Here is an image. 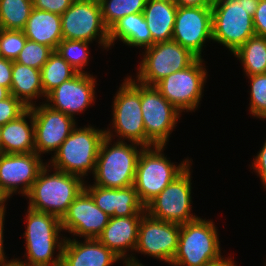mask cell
Returning a JSON list of instances; mask_svg holds the SVG:
<instances>
[{"label":"cell","instance_id":"cell-46","mask_svg":"<svg viewBox=\"0 0 266 266\" xmlns=\"http://www.w3.org/2000/svg\"><path fill=\"white\" fill-rule=\"evenodd\" d=\"M10 95V90L8 88L0 86V100H5Z\"/></svg>","mask_w":266,"mask_h":266},{"label":"cell","instance_id":"cell-8","mask_svg":"<svg viewBox=\"0 0 266 266\" xmlns=\"http://www.w3.org/2000/svg\"><path fill=\"white\" fill-rule=\"evenodd\" d=\"M144 50L136 80L148 86H154L171 73L186 69L198 59L174 40L155 43Z\"/></svg>","mask_w":266,"mask_h":266},{"label":"cell","instance_id":"cell-17","mask_svg":"<svg viewBox=\"0 0 266 266\" xmlns=\"http://www.w3.org/2000/svg\"><path fill=\"white\" fill-rule=\"evenodd\" d=\"M41 158L36 152L0 153V187L9 197L17 192L22 196L30 192L40 171L47 164Z\"/></svg>","mask_w":266,"mask_h":266},{"label":"cell","instance_id":"cell-23","mask_svg":"<svg viewBox=\"0 0 266 266\" xmlns=\"http://www.w3.org/2000/svg\"><path fill=\"white\" fill-rule=\"evenodd\" d=\"M30 119V124L27 122ZM35 152L34 144V119L28 108L17 119L2 125L1 153H32Z\"/></svg>","mask_w":266,"mask_h":266},{"label":"cell","instance_id":"cell-41","mask_svg":"<svg viewBox=\"0 0 266 266\" xmlns=\"http://www.w3.org/2000/svg\"><path fill=\"white\" fill-rule=\"evenodd\" d=\"M182 7H212L214 0H173Z\"/></svg>","mask_w":266,"mask_h":266},{"label":"cell","instance_id":"cell-32","mask_svg":"<svg viewBox=\"0 0 266 266\" xmlns=\"http://www.w3.org/2000/svg\"><path fill=\"white\" fill-rule=\"evenodd\" d=\"M90 42L82 40L63 39L56 49L59 55L64 58L78 73H88L83 68L88 64V46Z\"/></svg>","mask_w":266,"mask_h":266},{"label":"cell","instance_id":"cell-48","mask_svg":"<svg viewBox=\"0 0 266 266\" xmlns=\"http://www.w3.org/2000/svg\"><path fill=\"white\" fill-rule=\"evenodd\" d=\"M1 132H2V125H0V153H1Z\"/></svg>","mask_w":266,"mask_h":266},{"label":"cell","instance_id":"cell-28","mask_svg":"<svg viewBox=\"0 0 266 266\" xmlns=\"http://www.w3.org/2000/svg\"><path fill=\"white\" fill-rule=\"evenodd\" d=\"M233 54L241 61L246 76L266 74V37L249 38Z\"/></svg>","mask_w":266,"mask_h":266},{"label":"cell","instance_id":"cell-36","mask_svg":"<svg viewBox=\"0 0 266 266\" xmlns=\"http://www.w3.org/2000/svg\"><path fill=\"white\" fill-rule=\"evenodd\" d=\"M28 108L13 95H10L5 100H0V125L17 119Z\"/></svg>","mask_w":266,"mask_h":266},{"label":"cell","instance_id":"cell-37","mask_svg":"<svg viewBox=\"0 0 266 266\" xmlns=\"http://www.w3.org/2000/svg\"><path fill=\"white\" fill-rule=\"evenodd\" d=\"M74 2V0H33V7L39 10L63 14Z\"/></svg>","mask_w":266,"mask_h":266},{"label":"cell","instance_id":"cell-7","mask_svg":"<svg viewBox=\"0 0 266 266\" xmlns=\"http://www.w3.org/2000/svg\"><path fill=\"white\" fill-rule=\"evenodd\" d=\"M218 229L212 220L198 218L180 225L178 249L171 266H205L221 255Z\"/></svg>","mask_w":266,"mask_h":266},{"label":"cell","instance_id":"cell-44","mask_svg":"<svg viewBox=\"0 0 266 266\" xmlns=\"http://www.w3.org/2000/svg\"><path fill=\"white\" fill-rule=\"evenodd\" d=\"M9 195L0 187V214L6 213V200H9Z\"/></svg>","mask_w":266,"mask_h":266},{"label":"cell","instance_id":"cell-26","mask_svg":"<svg viewBox=\"0 0 266 266\" xmlns=\"http://www.w3.org/2000/svg\"><path fill=\"white\" fill-rule=\"evenodd\" d=\"M138 48L152 46L151 32L147 27L143 13H133L124 16L109 29V45L114 46L115 40ZM113 44V45H112Z\"/></svg>","mask_w":266,"mask_h":266},{"label":"cell","instance_id":"cell-21","mask_svg":"<svg viewBox=\"0 0 266 266\" xmlns=\"http://www.w3.org/2000/svg\"><path fill=\"white\" fill-rule=\"evenodd\" d=\"M121 260L98 239L85 238L82 243L76 238L65 237L61 266H111Z\"/></svg>","mask_w":266,"mask_h":266},{"label":"cell","instance_id":"cell-29","mask_svg":"<svg viewBox=\"0 0 266 266\" xmlns=\"http://www.w3.org/2000/svg\"><path fill=\"white\" fill-rule=\"evenodd\" d=\"M78 72L55 50L41 69L44 98L63 82Z\"/></svg>","mask_w":266,"mask_h":266},{"label":"cell","instance_id":"cell-2","mask_svg":"<svg viewBox=\"0 0 266 266\" xmlns=\"http://www.w3.org/2000/svg\"><path fill=\"white\" fill-rule=\"evenodd\" d=\"M26 261L18 262L21 266H61V252L65 237L60 238L61 219L53 214L36 211L28 207L26 214ZM61 239V240H60ZM58 254L54 257V251ZM27 254V255H26ZM54 257V258H53Z\"/></svg>","mask_w":266,"mask_h":266},{"label":"cell","instance_id":"cell-16","mask_svg":"<svg viewBox=\"0 0 266 266\" xmlns=\"http://www.w3.org/2000/svg\"><path fill=\"white\" fill-rule=\"evenodd\" d=\"M212 37L211 7H177L172 40L202 58L204 44Z\"/></svg>","mask_w":266,"mask_h":266},{"label":"cell","instance_id":"cell-4","mask_svg":"<svg viewBox=\"0 0 266 266\" xmlns=\"http://www.w3.org/2000/svg\"><path fill=\"white\" fill-rule=\"evenodd\" d=\"M49 165L40 171L26 195L31 209L53 214L62 219L70 204L84 189L83 178L53 169ZM50 172L51 174H49Z\"/></svg>","mask_w":266,"mask_h":266},{"label":"cell","instance_id":"cell-6","mask_svg":"<svg viewBox=\"0 0 266 266\" xmlns=\"http://www.w3.org/2000/svg\"><path fill=\"white\" fill-rule=\"evenodd\" d=\"M164 147H144L138 157L134 187L144 206L191 165V159L183 160L178 166L171 163L162 153Z\"/></svg>","mask_w":266,"mask_h":266},{"label":"cell","instance_id":"cell-35","mask_svg":"<svg viewBox=\"0 0 266 266\" xmlns=\"http://www.w3.org/2000/svg\"><path fill=\"white\" fill-rule=\"evenodd\" d=\"M26 40L22 30L0 29V57L15 61Z\"/></svg>","mask_w":266,"mask_h":266},{"label":"cell","instance_id":"cell-3","mask_svg":"<svg viewBox=\"0 0 266 266\" xmlns=\"http://www.w3.org/2000/svg\"><path fill=\"white\" fill-rule=\"evenodd\" d=\"M259 0H214L212 5V41L232 54L255 36L253 16Z\"/></svg>","mask_w":266,"mask_h":266},{"label":"cell","instance_id":"cell-14","mask_svg":"<svg viewBox=\"0 0 266 266\" xmlns=\"http://www.w3.org/2000/svg\"><path fill=\"white\" fill-rule=\"evenodd\" d=\"M180 225L155 219L145 213L139 225L135 252L171 265L178 249Z\"/></svg>","mask_w":266,"mask_h":266},{"label":"cell","instance_id":"cell-40","mask_svg":"<svg viewBox=\"0 0 266 266\" xmlns=\"http://www.w3.org/2000/svg\"><path fill=\"white\" fill-rule=\"evenodd\" d=\"M13 61L0 57V86L11 89Z\"/></svg>","mask_w":266,"mask_h":266},{"label":"cell","instance_id":"cell-33","mask_svg":"<svg viewBox=\"0 0 266 266\" xmlns=\"http://www.w3.org/2000/svg\"><path fill=\"white\" fill-rule=\"evenodd\" d=\"M53 52L52 48L27 39L24 48L20 51L15 61L41 70Z\"/></svg>","mask_w":266,"mask_h":266},{"label":"cell","instance_id":"cell-24","mask_svg":"<svg viewBox=\"0 0 266 266\" xmlns=\"http://www.w3.org/2000/svg\"><path fill=\"white\" fill-rule=\"evenodd\" d=\"M23 31L28 40L46 45L55 51L63 40L61 15L33 7Z\"/></svg>","mask_w":266,"mask_h":266},{"label":"cell","instance_id":"cell-19","mask_svg":"<svg viewBox=\"0 0 266 266\" xmlns=\"http://www.w3.org/2000/svg\"><path fill=\"white\" fill-rule=\"evenodd\" d=\"M95 77L90 73H77L63 82L46 96V104L51 108L74 117L95 103ZM74 114V115H73Z\"/></svg>","mask_w":266,"mask_h":266},{"label":"cell","instance_id":"cell-1","mask_svg":"<svg viewBox=\"0 0 266 266\" xmlns=\"http://www.w3.org/2000/svg\"><path fill=\"white\" fill-rule=\"evenodd\" d=\"M105 130L96 161L94 184L104 188H125L134 185L138 157L143 146L125 141L113 142L114 133ZM111 146V147H110ZM140 146V148H139ZM139 149H138V148Z\"/></svg>","mask_w":266,"mask_h":266},{"label":"cell","instance_id":"cell-39","mask_svg":"<svg viewBox=\"0 0 266 266\" xmlns=\"http://www.w3.org/2000/svg\"><path fill=\"white\" fill-rule=\"evenodd\" d=\"M255 157L251 167L259 175L263 187L266 188V140Z\"/></svg>","mask_w":266,"mask_h":266},{"label":"cell","instance_id":"cell-9","mask_svg":"<svg viewBox=\"0 0 266 266\" xmlns=\"http://www.w3.org/2000/svg\"><path fill=\"white\" fill-rule=\"evenodd\" d=\"M112 127L119 141L145 147V128L141 110L140 83L127 77L114 96ZM122 138V139H121Z\"/></svg>","mask_w":266,"mask_h":266},{"label":"cell","instance_id":"cell-25","mask_svg":"<svg viewBox=\"0 0 266 266\" xmlns=\"http://www.w3.org/2000/svg\"><path fill=\"white\" fill-rule=\"evenodd\" d=\"M177 7L173 0H147L143 14L151 32L152 45L172 40Z\"/></svg>","mask_w":266,"mask_h":266},{"label":"cell","instance_id":"cell-22","mask_svg":"<svg viewBox=\"0 0 266 266\" xmlns=\"http://www.w3.org/2000/svg\"><path fill=\"white\" fill-rule=\"evenodd\" d=\"M142 216L110 217L108 224L97 238L123 260V263L129 261L127 251L135 250Z\"/></svg>","mask_w":266,"mask_h":266},{"label":"cell","instance_id":"cell-27","mask_svg":"<svg viewBox=\"0 0 266 266\" xmlns=\"http://www.w3.org/2000/svg\"><path fill=\"white\" fill-rule=\"evenodd\" d=\"M10 94L27 108L34 106V99L44 97L41 70L13 61Z\"/></svg>","mask_w":266,"mask_h":266},{"label":"cell","instance_id":"cell-20","mask_svg":"<svg viewBox=\"0 0 266 266\" xmlns=\"http://www.w3.org/2000/svg\"><path fill=\"white\" fill-rule=\"evenodd\" d=\"M84 189L92 196L96 205L110 217H128L146 213L134 185L114 189L91 184L87 186L85 183Z\"/></svg>","mask_w":266,"mask_h":266},{"label":"cell","instance_id":"cell-5","mask_svg":"<svg viewBox=\"0 0 266 266\" xmlns=\"http://www.w3.org/2000/svg\"><path fill=\"white\" fill-rule=\"evenodd\" d=\"M105 130L95 129L93 126L73 128L70 135L53 153L48 165L50 169L66 172L85 178L88 172H95L99 148Z\"/></svg>","mask_w":266,"mask_h":266},{"label":"cell","instance_id":"cell-10","mask_svg":"<svg viewBox=\"0 0 266 266\" xmlns=\"http://www.w3.org/2000/svg\"><path fill=\"white\" fill-rule=\"evenodd\" d=\"M141 110L145 128V147L166 146L181 112L155 88L140 83Z\"/></svg>","mask_w":266,"mask_h":266},{"label":"cell","instance_id":"cell-15","mask_svg":"<svg viewBox=\"0 0 266 266\" xmlns=\"http://www.w3.org/2000/svg\"><path fill=\"white\" fill-rule=\"evenodd\" d=\"M34 119L35 152L41 156L56 152L76 126L74 117L55 110L42 102L30 107Z\"/></svg>","mask_w":266,"mask_h":266},{"label":"cell","instance_id":"cell-30","mask_svg":"<svg viewBox=\"0 0 266 266\" xmlns=\"http://www.w3.org/2000/svg\"><path fill=\"white\" fill-rule=\"evenodd\" d=\"M33 0H0V29L24 30Z\"/></svg>","mask_w":266,"mask_h":266},{"label":"cell","instance_id":"cell-18","mask_svg":"<svg viewBox=\"0 0 266 266\" xmlns=\"http://www.w3.org/2000/svg\"><path fill=\"white\" fill-rule=\"evenodd\" d=\"M110 216L103 212L92 196L83 189L70 204L67 213L61 219L62 230L73 236L97 239Z\"/></svg>","mask_w":266,"mask_h":266},{"label":"cell","instance_id":"cell-12","mask_svg":"<svg viewBox=\"0 0 266 266\" xmlns=\"http://www.w3.org/2000/svg\"><path fill=\"white\" fill-rule=\"evenodd\" d=\"M203 61L198 58L186 69L171 73L154 85L180 112L195 111L200 104L208 73Z\"/></svg>","mask_w":266,"mask_h":266},{"label":"cell","instance_id":"cell-43","mask_svg":"<svg viewBox=\"0 0 266 266\" xmlns=\"http://www.w3.org/2000/svg\"><path fill=\"white\" fill-rule=\"evenodd\" d=\"M232 258L221 257L219 260L206 264L205 266H236Z\"/></svg>","mask_w":266,"mask_h":266},{"label":"cell","instance_id":"cell-34","mask_svg":"<svg viewBox=\"0 0 266 266\" xmlns=\"http://www.w3.org/2000/svg\"><path fill=\"white\" fill-rule=\"evenodd\" d=\"M251 82L250 114L266 120V74L247 76Z\"/></svg>","mask_w":266,"mask_h":266},{"label":"cell","instance_id":"cell-38","mask_svg":"<svg viewBox=\"0 0 266 266\" xmlns=\"http://www.w3.org/2000/svg\"><path fill=\"white\" fill-rule=\"evenodd\" d=\"M255 35L266 37V0H259L253 16Z\"/></svg>","mask_w":266,"mask_h":266},{"label":"cell","instance_id":"cell-42","mask_svg":"<svg viewBox=\"0 0 266 266\" xmlns=\"http://www.w3.org/2000/svg\"><path fill=\"white\" fill-rule=\"evenodd\" d=\"M5 220V213L0 214V263L6 262L8 261V259H6L7 257H5V253H4V245H3V230H4V221Z\"/></svg>","mask_w":266,"mask_h":266},{"label":"cell","instance_id":"cell-31","mask_svg":"<svg viewBox=\"0 0 266 266\" xmlns=\"http://www.w3.org/2000/svg\"><path fill=\"white\" fill-rule=\"evenodd\" d=\"M147 0H100L102 19L110 29L124 16L143 13Z\"/></svg>","mask_w":266,"mask_h":266},{"label":"cell","instance_id":"cell-45","mask_svg":"<svg viewBox=\"0 0 266 266\" xmlns=\"http://www.w3.org/2000/svg\"><path fill=\"white\" fill-rule=\"evenodd\" d=\"M136 256H133L132 254H130L129 256V261L125 262L123 264H125V266H144L141 263H139V260L135 258Z\"/></svg>","mask_w":266,"mask_h":266},{"label":"cell","instance_id":"cell-11","mask_svg":"<svg viewBox=\"0 0 266 266\" xmlns=\"http://www.w3.org/2000/svg\"><path fill=\"white\" fill-rule=\"evenodd\" d=\"M191 165L168 184L146 206V213L158 220L183 225L198 219L191 214Z\"/></svg>","mask_w":266,"mask_h":266},{"label":"cell","instance_id":"cell-47","mask_svg":"<svg viewBox=\"0 0 266 266\" xmlns=\"http://www.w3.org/2000/svg\"><path fill=\"white\" fill-rule=\"evenodd\" d=\"M0 266H21L20 263L18 262V258L8 260L6 262L0 263Z\"/></svg>","mask_w":266,"mask_h":266},{"label":"cell","instance_id":"cell-13","mask_svg":"<svg viewBox=\"0 0 266 266\" xmlns=\"http://www.w3.org/2000/svg\"><path fill=\"white\" fill-rule=\"evenodd\" d=\"M62 36L66 40L93 42L110 48L109 29L105 26L99 1L74 0L72 5L61 14Z\"/></svg>","mask_w":266,"mask_h":266}]
</instances>
